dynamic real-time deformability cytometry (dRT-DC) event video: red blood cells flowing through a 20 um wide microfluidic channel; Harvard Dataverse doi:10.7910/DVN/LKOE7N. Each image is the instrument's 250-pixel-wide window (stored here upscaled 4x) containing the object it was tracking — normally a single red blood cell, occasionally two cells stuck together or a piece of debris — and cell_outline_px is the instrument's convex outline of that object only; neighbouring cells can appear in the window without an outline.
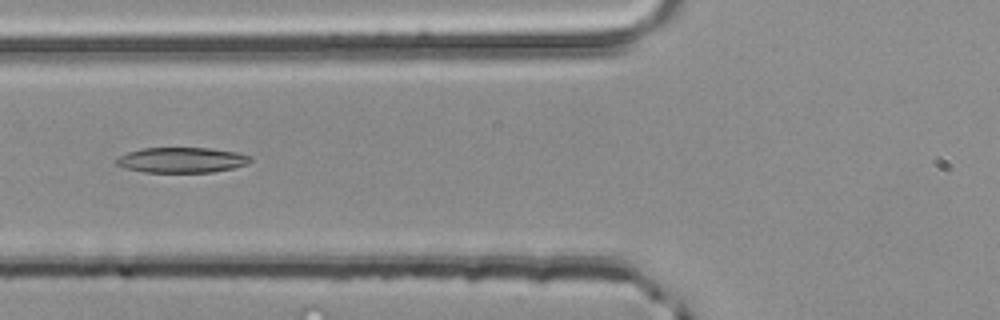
{"species": "common noctule bat (a hibernating species)", "species_latin": "Nyctalus noctula", "temperature_condition": "room temperature", "stored_images_in_passage": 36, "camera_frame_rate_fps": 3000, "um_per_image_px": 0.085, "animal": {"sex": "male", "body_mass_g": 20.4}, "frame": {"image": 1, "passage_image": 5, "time_ms": 1.333, "image_size_px": [1000, 320], "cell_outline_px": [[252, 160], [248, 164], [232, 168], [212, 172], [144, 172], [124, 168], [116, 164], [112, 160], [128, 152], [144, 148], [208, 148], [236, 152], [252, 156]], "centroid_in_image_um": [15.43, 13.6], "position_along_channel_um": 110.4, "area_um2": 19.83}}
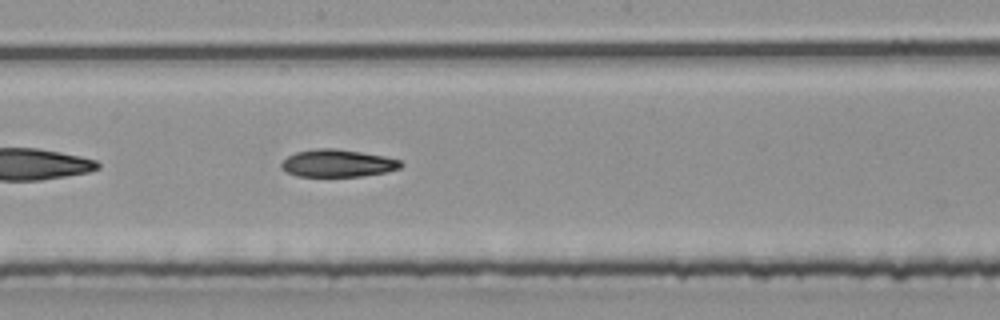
{"frame": {"image": 2, "passage_image": 13, "time_ms": 4.0, "image_size_px": [1000, 320], "cell_outline_px": [[404, 164], [400, 168], [384, 172], [360, 176], [296, 176], [280, 168], [280, 164], [288, 156], [296, 152], [320, 148], [332, 148], [360, 152], [384, 156], [400, 160]], "centroid_in_image_um": [28.68, 13.88], "position_along_channel_um": 219.5, "area_um2": 18.9}}
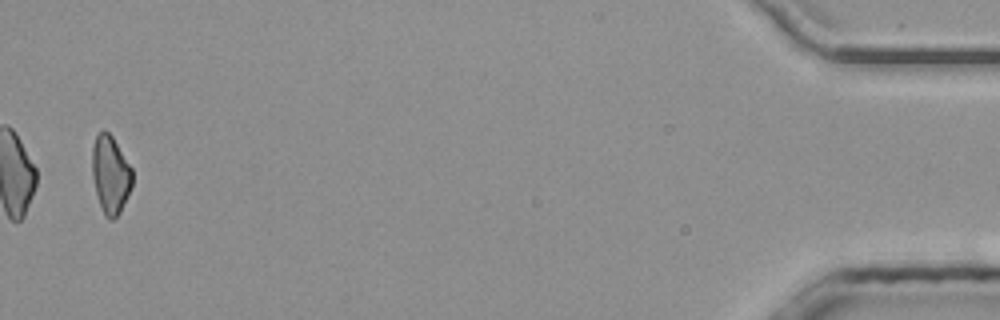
{"frame": {"image": 3, "passage_image": 35, "time_ms": 11.333, "image_size_px": [1000, 320], "cell_outline_px": [[132, 188], [120, 212], [112, 220], [108, 220], [104, 216], [96, 192], [92, 176], [92, 148], [96, 136], [104, 128], [112, 136], [132, 168]], "centroid_in_image_um": [9.39, 14.85], "position_along_channel_um": 425.8, "area_um2": 18.26}, "authors_computed_cell_mechanics": {"area_um2": 19.1607, "velocity_mm_per_s": 4.0781, "shape_relaxation_time_tau1_ms": 8.3667, "shape_relaxation_time_tau2_ms": null, "deformation_change_tau1": 0.19, "deformation_change_tau2": null}}